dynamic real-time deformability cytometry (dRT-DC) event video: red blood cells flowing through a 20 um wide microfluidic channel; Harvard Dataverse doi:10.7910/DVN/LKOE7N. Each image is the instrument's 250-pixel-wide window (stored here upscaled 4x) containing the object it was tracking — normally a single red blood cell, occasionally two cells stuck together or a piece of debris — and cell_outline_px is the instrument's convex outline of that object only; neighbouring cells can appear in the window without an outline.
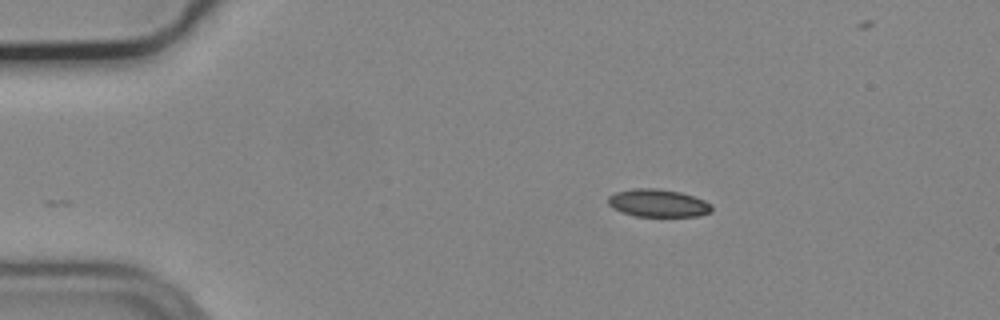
{"species": "common noctule bat (a hibernating species)", "species_latin": "Nyctalus noctula", "temperature_condition": "cold", "stored_images_in_passage": 47, "camera_frame_rate_fps": 3000, "um_per_image_px": 0.085, "animal": {"sex": "male", "body_mass_g": 19.2, "forearm_length_mm": 51.8}, "frame": {"image": 1, "passage_image": 1, "time_ms": 0.0, "image_size_px": [1000, 320], "cell_outline_px": [[712, 212], [696, 216], [636, 216], [612, 208], [608, 204], [608, 196], [616, 192], [632, 188], [656, 188], [680, 192], [704, 200], [712, 204]], "centroid_in_image_um": [55.93, 17.26], "position_along_channel_um": 29.1, "area_um2": 16.7}}
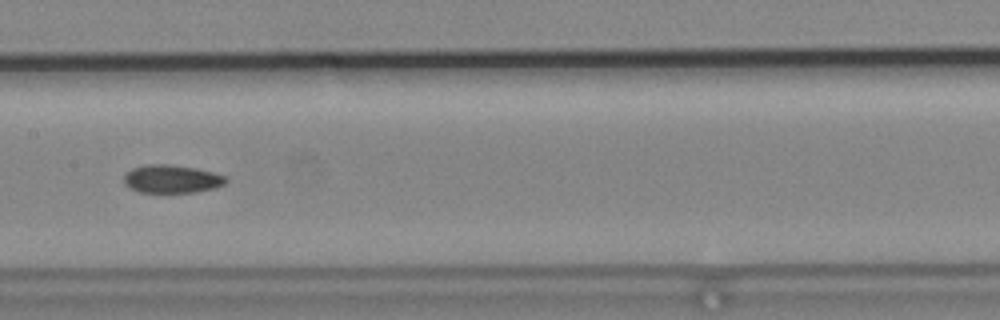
{"frame": {"image": 2, "passage_image": 19, "time_ms": 6.0, "image_size_px": [1000, 320], "cell_outline_px": [[228, 180], [224, 184], [212, 188], [196, 192], [140, 192], [124, 184], [124, 176], [132, 168], [148, 164], [172, 164], [196, 168], [212, 172], [224, 176]], "centroid_in_image_um": [14.59, 15.2], "position_along_channel_um": 192.8, "area_um2": 16.53}}
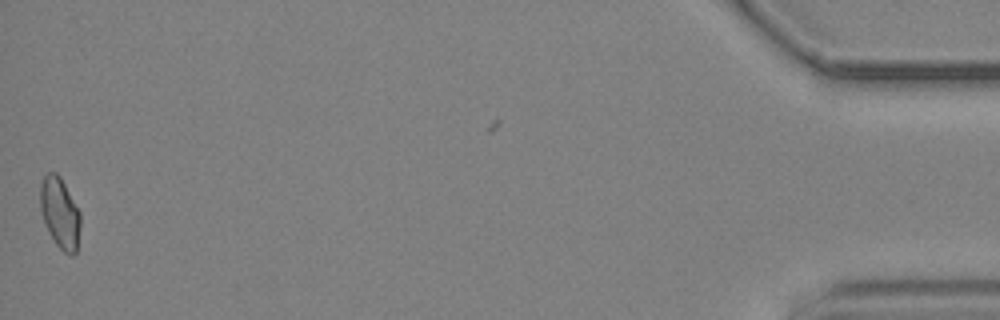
{"frame": {"image": 3, "passage_image": 46, "time_ms": 15.0, "image_size_px": [1000, 320], "cell_outline_px": [[80, 224], [76, 252], [72, 256], [64, 252], [56, 244], [44, 220], [40, 208], [40, 184], [44, 176], [48, 172], [56, 172], [60, 176], [80, 212]], "centroid_in_image_um": [5.09, 18.07], "position_along_channel_um": 430.1, "area_um2": 16.3}, "authors_computed_cell_mechanics": {"area_um2": 16.7042, "velocity_mm_per_s": 3.7245, "shape_relaxation_time_tau1_ms": null, "shape_relaxation_time_tau2_ms": 4.0854, "deformation_change_tau1": null, "deformation_change_tau2": 0.0803}}